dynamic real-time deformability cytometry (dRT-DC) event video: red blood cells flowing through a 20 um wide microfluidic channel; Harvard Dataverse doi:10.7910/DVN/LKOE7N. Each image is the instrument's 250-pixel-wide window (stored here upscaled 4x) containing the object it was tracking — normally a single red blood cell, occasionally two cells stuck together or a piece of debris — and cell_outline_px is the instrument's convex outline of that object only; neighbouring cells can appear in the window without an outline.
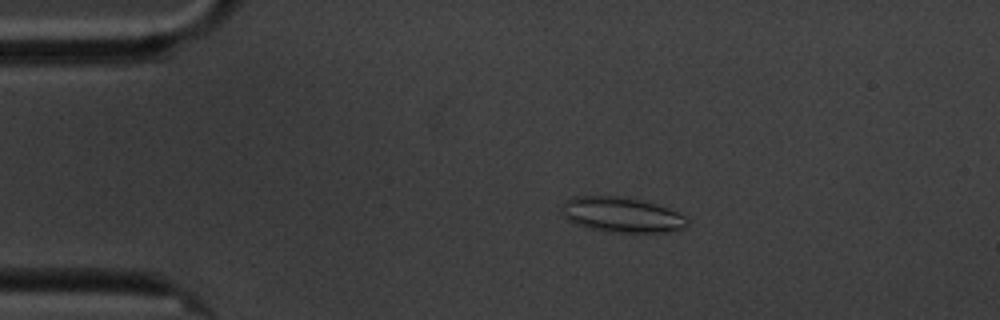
{"species": "common noctule bat (a hibernating species)", "species_latin": "Nyctalus noctula", "temperature_condition": "cold", "stored_images_in_passage": 58, "camera_frame_rate_fps": 3000, "um_per_image_px": 0.085, "animal": {"sex": "male", "body_mass_g": 20.1, "forearm_length_mm": 53.5}, "frame": {"image": 1, "passage_image": 11, "time_ms": 3.333, "image_size_px": [1000, 320], "cell_outline_px": [[688, 224], [684, 228], [668, 232], [620, 232], [588, 228], [576, 224], [568, 220], [564, 216], [564, 204], [572, 196], [624, 196], [640, 200], [676, 212], [684, 216], [688, 220]], "centroid_in_image_um": [52.85, 18.26], "position_along_channel_um": 32.1, "area_um2": 25.14}}
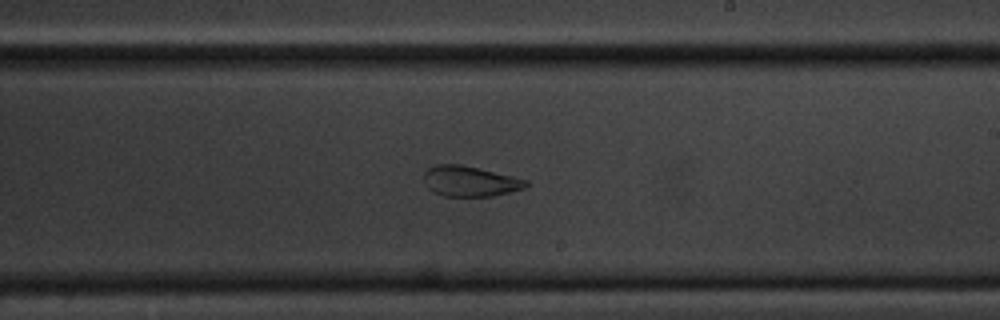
{"frame": {"image": 2, "passage_image": 34, "time_ms": 11.0, "image_size_px": [1000, 320], "cell_outline_px": [[528, 184], [524, 188], [492, 196], [444, 196], [432, 192], [424, 184], [424, 172], [428, 168], [436, 164], [460, 164], [512, 176], [528, 180]], "centroid_in_image_um": [39.9, 15.4], "position_along_channel_um": 249.1, "area_um2": 18.03}}
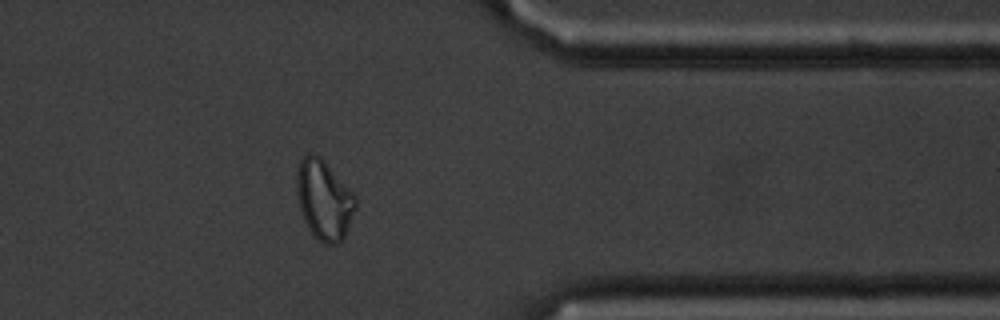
{"frame": {"image": 3, "passage_image": 47, "time_ms": 15.333, "image_size_px": [1000, 320], "cell_outline_px": [[356, 208], [344, 236], [336, 244], [324, 244], [312, 236], [300, 212], [296, 192], [296, 172], [300, 160], [308, 152], [312, 152], [320, 156], [324, 160], [356, 196]], "centroid_in_image_um": [27.51, 16.97], "position_along_channel_um": 383.9, "area_um2": 27.51}, "authors_computed_cell_mechanics": {"area_um2": 25.2008, "velocity_mm_per_s": 3.4066, "shape_relaxation_time_tau1_ms": null, "shape_relaxation_time_tau2_ms": 1.9437, "deformation_change_tau1": null, "deformation_change_tau2": 0.083}}